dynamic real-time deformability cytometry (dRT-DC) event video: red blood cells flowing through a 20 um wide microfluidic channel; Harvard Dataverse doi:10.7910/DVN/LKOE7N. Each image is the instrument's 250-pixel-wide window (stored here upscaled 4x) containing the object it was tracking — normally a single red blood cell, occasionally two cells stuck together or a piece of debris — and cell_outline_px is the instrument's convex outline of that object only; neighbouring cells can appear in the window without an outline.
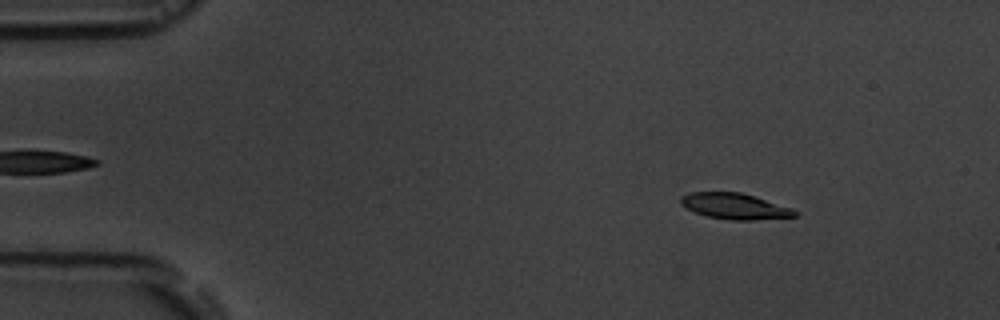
{"species": "common noctule bat (a hibernating species)", "species_latin": "Nyctalus noctula", "temperature_condition": "room temperature", "stored_images_in_passage": 4, "segment_of_instrument_passage": [1, 2], "camera_frame_rate_fps": 3000, "um_per_image_px": 0.085, "animal": {"sex": "male", "body_mass_g": 19.5, "forearm_length_mm": 54.6}, "frame": {"image": 1, "passage_image": 1, "time_ms": 0.0, "image_size_px": [1000, 320], "cell_outline_px": [[800, 212], [796, 216], [752, 220], [732, 220], [708, 216], [696, 212], [680, 204], [680, 196], [692, 192], [740, 192], [792, 208]], "centroid_in_image_um": [62.46, 17.52], "position_along_channel_um": 22.5, "area_um2": 16.99}}